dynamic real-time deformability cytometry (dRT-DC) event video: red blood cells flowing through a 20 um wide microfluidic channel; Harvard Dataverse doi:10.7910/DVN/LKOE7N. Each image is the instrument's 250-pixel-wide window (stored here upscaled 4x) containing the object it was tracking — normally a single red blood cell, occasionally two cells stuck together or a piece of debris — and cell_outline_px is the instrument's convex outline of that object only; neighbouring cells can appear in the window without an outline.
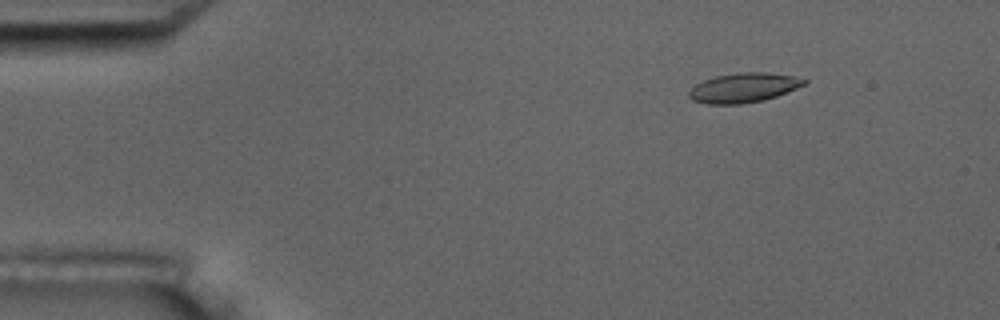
{"species": "common noctule bat (a hibernating species)", "species_latin": "Nyctalus noctula", "temperature_condition": "room temperature", "stored_images_in_passage": 5, "camera_frame_rate_fps": 3000, "um_per_image_px": 0.085, "animal": {"sex": "male", "body_mass_g": 17.5, "forearm_length_mm": 52.3}, "frame": {"image": 1, "passage_image": 3, "time_ms": 2.333, "image_size_px": [1000, 320], "cell_outline_px": [[808, 84], [776, 96], [764, 100], [740, 104], [708, 104], [692, 100], [688, 96], [688, 92], [696, 84], [704, 80], [716, 76], [740, 72], [764, 72], [792, 76], [808, 80]], "centroid_in_image_um": [63.22, 7.46], "position_along_channel_um": 21.8, "area_um2": 19.77}}